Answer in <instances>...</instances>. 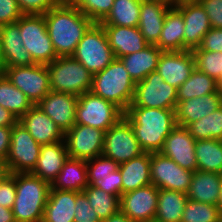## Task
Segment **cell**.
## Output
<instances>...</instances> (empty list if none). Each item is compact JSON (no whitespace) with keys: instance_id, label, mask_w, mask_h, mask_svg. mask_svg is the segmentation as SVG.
Segmentation results:
<instances>
[{"instance_id":"cell-55","label":"cell","mask_w":222,"mask_h":222,"mask_svg":"<svg viewBox=\"0 0 222 222\" xmlns=\"http://www.w3.org/2000/svg\"><path fill=\"white\" fill-rule=\"evenodd\" d=\"M216 205L219 209L220 214L222 215V183H221L220 194H219L218 201H217Z\"/></svg>"},{"instance_id":"cell-51","label":"cell","mask_w":222,"mask_h":222,"mask_svg":"<svg viewBox=\"0 0 222 222\" xmlns=\"http://www.w3.org/2000/svg\"><path fill=\"white\" fill-rule=\"evenodd\" d=\"M17 122L18 119L0 105V127H13Z\"/></svg>"},{"instance_id":"cell-45","label":"cell","mask_w":222,"mask_h":222,"mask_svg":"<svg viewBox=\"0 0 222 222\" xmlns=\"http://www.w3.org/2000/svg\"><path fill=\"white\" fill-rule=\"evenodd\" d=\"M61 0H17L23 14L44 15Z\"/></svg>"},{"instance_id":"cell-9","label":"cell","mask_w":222,"mask_h":222,"mask_svg":"<svg viewBox=\"0 0 222 222\" xmlns=\"http://www.w3.org/2000/svg\"><path fill=\"white\" fill-rule=\"evenodd\" d=\"M177 101V88L153 71L136 83L134 99L129 107L175 109Z\"/></svg>"},{"instance_id":"cell-31","label":"cell","mask_w":222,"mask_h":222,"mask_svg":"<svg viewBox=\"0 0 222 222\" xmlns=\"http://www.w3.org/2000/svg\"><path fill=\"white\" fill-rule=\"evenodd\" d=\"M87 160L68 158L50 189L83 192L88 186Z\"/></svg>"},{"instance_id":"cell-44","label":"cell","mask_w":222,"mask_h":222,"mask_svg":"<svg viewBox=\"0 0 222 222\" xmlns=\"http://www.w3.org/2000/svg\"><path fill=\"white\" fill-rule=\"evenodd\" d=\"M74 222H102L83 192L76 197Z\"/></svg>"},{"instance_id":"cell-18","label":"cell","mask_w":222,"mask_h":222,"mask_svg":"<svg viewBox=\"0 0 222 222\" xmlns=\"http://www.w3.org/2000/svg\"><path fill=\"white\" fill-rule=\"evenodd\" d=\"M78 96L50 91L37 106L49 116L65 134L75 125Z\"/></svg>"},{"instance_id":"cell-21","label":"cell","mask_w":222,"mask_h":222,"mask_svg":"<svg viewBox=\"0 0 222 222\" xmlns=\"http://www.w3.org/2000/svg\"><path fill=\"white\" fill-rule=\"evenodd\" d=\"M18 122L41 145L64 141V133L37 105H33Z\"/></svg>"},{"instance_id":"cell-43","label":"cell","mask_w":222,"mask_h":222,"mask_svg":"<svg viewBox=\"0 0 222 222\" xmlns=\"http://www.w3.org/2000/svg\"><path fill=\"white\" fill-rule=\"evenodd\" d=\"M93 160H95V163L94 165H91ZM86 164L87 177H106L107 175H110V173L119 169L118 163L104 155H99L95 158L89 159Z\"/></svg>"},{"instance_id":"cell-27","label":"cell","mask_w":222,"mask_h":222,"mask_svg":"<svg viewBox=\"0 0 222 222\" xmlns=\"http://www.w3.org/2000/svg\"><path fill=\"white\" fill-rule=\"evenodd\" d=\"M150 162L151 153L144 152L136 158L119 164L122 176V194L152 184Z\"/></svg>"},{"instance_id":"cell-34","label":"cell","mask_w":222,"mask_h":222,"mask_svg":"<svg viewBox=\"0 0 222 222\" xmlns=\"http://www.w3.org/2000/svg\"><path fill=\"white\" fill-rule=\"evenodd\" d=\"M197 170L222 174V140L195 141Z\"/></svg>"},{"instance_id":"cell-41","label":"cell","mask_w":222,"mask_h":222,"mask_svg":"<svg viewBox=\"0 0 222 222\" xmlns=\"http://www.w3.org/2000/svg\"><path fill=\"white\" fill-rule=\"evenodd\" d=\"M71 3L93 23H100L110 12L114 0H72Z\"/></svg>"},{"instance_id":"cell-50","label":"cell","mask_w":222,"mask_h":222,"mask_svg":"<svg viewBox=\"0 0 222 222\" xmlns=\"http://www.w3.org/2000/svg\"><path fill=\"white\" fill-rule=\"evenodd\" d=\"M12 127H0V161H5L10 148Z\"/></svg>"},{"instance_id":"cell-59","label":"cell","mask_w":222,"mask_h":222,"mask_svg":"<svg viewBox=\"0 0 222 222\" xmlns=\"http://www.w3.org/2000/svg\"><path fill=\"white\" fill-rule=\"evenodd\" d=\"M219 91L222 93V78L219 80Z\"/></svg>"},{"instance_id":"cell-56","label":"cell","mask_w":222,"mask_h":222,"mask_svg":"<svg viewBox=\"0 0 222 222\" xmlns=\"http://www.w3.org/2000/svg\"><path fill=\"white\" fill-rule=\"evenodd\" d=\"M184 2H198V0H174V6Z\"/></svg>"},{"instance_id":"cell-15","label":"cell","mask_w":222,"mask_h":222,"mask_svg":"<svg viewBox=\"0 0 222 222\" xmlns=\"http://www.w3.org/2000/svg\"><path fill=\"white\" fill-rule=\"evenodd\" d=\"M159 189L149 184L122 194L120 211L134 222H154Z\"/></svg>"},{"instance_id":"cell-58","label":"cell","mask_w":222,"mask_h":222,"mask_svg":"<svg viewBox=\"0 0 222 222\" xmlns=\"http://www.w3.org/2000/svg\"><path fill=\"white\" fill-rule=\"evenodd\" d=\"M2 47V32H1V26H0V51Z\"/></svg>"},{"instance_id":"cell-10","label":"cell","mask_w":222,"mask_h":222,"mask_svg":"<svg viewBox=\"0 0 222 222\" xmlns=\"http://www.w3.org/2000/svg\"><path fill=\"white\" fill-rule=\"evenodd\" d=\"M41 146L27 129L17 122L12 127L10 148L5 160L10 173H31L37 164Z\"/></svg>"},{"instance_id":"cell-28","label":"cell","mask_w":222,"mask_h":222,"mask_svg":"<svg viewBox=\"0 0 222 222\" xmlns=\"http://www.w3.org/2000/svg\"><path fill=\"white\" fill-rule=\"evenodd\" d=\"M222 174L196 170L193 172L188 199L216 205L220 194Z\"/></svg>"},{"instance_id":"cell-57","label":"cell","mask_w":222,"mask_h":222,"mask_svg":"<svg viewBox=\"0 0 222 222\" xmlns=\"http://www.w3.org/2000/svg\"><path fill=\"white\" fill-rule=\"evenodd\" d=\"M152 1H159V2H163L165 4L170 5L171 7L174 6V0H152Z\"/></svg>"},{"instance_id":"cell-22","label":"cell","mask_w":222,"mask_h":222,"mask_svg":"<svg viewBox=\"0 0 222 222\" xmlns=\"http://www.w3.org/2000/svg\"><path fill=\"white\" fill-rule=\"evenodd\" d=\"M222 105V93H209L202 97L190 98L177 101L175 108L176 123L179 126L187 127L209 113L215 111Z\"/></svg>"},{"instance_id":"cell-23","label":"cell","mask_w":222,"mask_h":222,"mask_svg":"<svg viewBox=\"0 0 222 222\" xmlns=\"http://www.w3.org/2000/svg\"><path fill=\"white\" fill-rule=\"evenodd\" d=\"M102 26L116 59L139 52L149 45L138 27Z\"/></svg>"},{"instance_id":"cell-11","label":"cell","mask_w":222,"mask_h":222,"mask_svg":"<svg viewBox=\"0 0 222 222\" xmlns=\"http://www.w3.org/2000/svg\"><path fill=\"white\" fill-rule=\"evenodd\" d=\"M130 122L123 116L105 132L102 155L118 164L143 154Z\"/></svg>"},{"instance_id":"cell-14","label":"cell","mask_w":222,"mask_h":222,"mask_svg":"<svg viewBox=\"0 0 222 222\" xmlns=\"http://www.w3.org/2000/svg\"><path fill=\"white\" fill-rule=\"evenodd\" d=\"M69 158L89 160L102 155L105 131L75 124L64 134Z\"/></svg>"},{"instance_id":"cell-24","label":"cell","mask_w":222,"mask_h":222,"mask_svg":"<svg viewBox=\"0 0 222 222\" xmlns=\"http://www.w3.org/2000/svg\"><path fill=\"white\" fill-rule=\"evenodd\" d=\"M68 158L67 146L63 141L42 145L37 164L31 174L51 184Z\"/></svg>"},{"instance_id":"cell-12","label":"cell","mask_w":222,"mask_h":222,"mask_svg":"<svg viewBox=\"0 0 222 222\" xmlns=\"http://www.w3.org/2000/svg\"><path fill=\"white\" fill-rule=\"evenodd\" d=\"M2 72L15 87L27 96L33 105H37L51 91L46 65L6 67Z\"/></svg>"},{"instance_id":"cell-16","label":"cell","mask_w":222,"mask_h":222,"mask_svg":"<svg viewBox=\"0 0 222 222\" xmlns=\"http://www.w3.org/2000/svg\"><path fill=\"white\" fill-rule=\"evenodd\" d=\"M195 141L186 127L177 125L166 137L160 153L194 172L197 170Z\"/></svg>"},{"instance_id":"cell-3","label":"cell","mask_w":222,"mask_h":222,"mask_svg":"<svg viewBox=\"0 0 222 222\" xmlns=\"http://www.w3.org/2000/svg\"><path fill=\"white\" fill-rule=\"evenodd\" d=\"M16 198L12 208L16 222H42L51 185L31 173H15Z\"/></svg>"},{"instance_id":"cell-1","label":"cell","mask_w":222,"mask_h":222,"mask_svg":"<svg viewBox=\"0 0 222 222\" xmlns=\"http://www.w3.org/2000/svg\"><path fill=\"white\" fill-rule=\"evenodd\" d=\"M47 31L58 57L72 56L84 33L93 24L71 2L60 1L44 14Z\"/></svg>"},{"instance_id":"cell-17","label":"cell","mask_w":222,"mask_h":222,"mask_svg":"<svg viewBox=\"0 0 222 222\" xmlns=\"http://www.w3.org/2000/svg\"><path fill=\"white\" fill-rule=\"evenodd\" d=\"M195 69L192 51H163L156 71L163 80L175 88H179Z\"/></svg>"},{"instance_id":"cell-39","label":"cell","mask_w":222,"mask_h":222,"mask_svg":"<svg viewBox=\"0 0 222 222\" xmlns=\"http://www.w3.org/2000/svg\"><path fill=\"white\" fill-rule=\"evenodd\" d=\"M180 222H222L217 205L188 199Z\"/></svg>"},{"instance_id":"cell-29","label":"cell","mask_w":222,"mask_h":222,"mask_svg":"<svg viewBox=\"0 0 222 222\" xmlns=\"http://www.w3.org/2000/svg\"><path fill=\"white\" fill-rule=\"evenodd\" d=\"M162 50L156 45L149 44L139 52L129 54L119 58L129 76L135 83L143 80L151 72L156 71Z\"/></svg>"},{"instance_id":"cell-2","label":"cell","mask_w":222,"mask_h":222,"mask_svg":"<svg viewBox=\"0 0 222 222\" xmlns=\"http://www.w3.org/2000/svg\"><path fill=\"white\" fill-rule=\"evenodd\" d=\"M124 117L144 152H160L166 137L177 126L175 109L128 107Z\"/></svg>"},{"instance_id":"cell-8","label":"cell","mask_w":222,"mask_h":222,"mask_svg":"<svg viewBox=\"0 0 222 222\" xmlns=\"http://www.w3.org/2000/svg\"><path fill=\"white\" fill-rule=\"evenodd\" d=\"M123 116L124 112L118 106L91 91L78 96L75 124L88 125L106 132Z\"/></svg>"},{"instance_id":"cell-32","label":"cell","mask_w":222,"mask_h":222,"mask_svg":"<svg viewBox=\"0 0 222 222\" xmlns=\"http://www.w3.org/2000/svg\"><path fill=\"white\" fill-rule=\"evenodd\" d=\"M187 201V193L159 189L154 222H180Z\"/></svg>"},{"instance_id":"cell-36","label":"cell","mask_w":222,"mask_h":222,"mask_svg":"<svg viewBox=\"0 0 222 222\" xmlns=\"http://www.w3.org/2000/svg\"><path fill=\"white\" fill-rule=\"evenodd\" d=\"M216 92H219L218 81L195 68L191 76L177 89V100L183 101Z\"/></svg>"},{"instance_id":"cell-33","label":"cell","mask_w":222,"mask_h":222,"mask_svg":"<svg viewBox=\"0 0 222 222\" xmlns=\"http://www.w3.org/2000/svg\"><path fill=\"white\" fill-rule=\"evenodd\" d=\"M142 0H114L101 25L138 27Z\"/></svg>"},{"instance_id":"cell-47","label":"cell","mask_w":222,"mask_h":222,"mask_svg":"<svg viewBox=\"0 0 222 222\" xmlns=\"http://www.w3.org/2000/svg\"><path fill=\"white\" fill-rule=\"evenodd\" d=\"M16 198L15 174L10 173L0 183V206L12 209Z\"/></svg>"},{"instance_id":"cell-26","label":"cell","mask_w":222,"mask_h":222,"mask_svg":"<svg viewBox=\"0 0 222 222\" xmlns=\"http://www.w3.org/2000/svg\"><path fill=\"white\" fill-rule=\"evenodd\" d=\"M79 193L50 189L42 222H74L76 197Z\"/></svg>"},{"instance_id":"cell-46","label":"cell","mask_w":222,"mask_h":222,"mask_svg":"<svg viewBox=\"0 0 222 222\" xmlns=\"http://www.w3.org/2000/svg\"><path fill=\"white\" fill-rule=\"evenodd\" d=\"M23 15L17 0H0V26L14 23Z\"/></svg>"},{"instance_id":"cell-38","label":"cell","mask_w":222,"mask_h":222,"mask_svg":"<svg viewBox=\"0 0 222 222\" xmlns=\"http://www.w3.org/2000/svg\"><path fill=\"white\" fill-rule=\"evenodd\" d=\"M83 193L102 222L120 211V197L116 195L106 193L91 185H88Z\"/></svg>"},{"instance_id":"cell-25","label":"cell","mask_w":222,"mask_h":222,"mask_svg":"<svg viewBox=\"0 0 222 222\" xmlns=\"http://www.w3.org/2000/svg\"><path fill=\"white\" fill-rule=\"evenodd\" d=\"M170 8L163 2L142 0L138 28L148 44L155 45L158 42Z\"/></svg>"},{"instance_id":"cell-40","label":"cell","mask_w":222,"mask_h":222,"mask_svg":"<svg viewBox=\"0 0 222 222\" xmlns=\"http://www.w3.org/2000/svg\"><path fill=\"white\" fill-rule=\"evenodd\" d=\"M195 59V68L216 79L222 78V53L201 50L199 47L192 50Z\"/></svg>"},{"instance_id":"cell-13","label":"cell","mask_w":222,"mask_h":222,"mask_svg":"<svg viewBox=\"0 0 222 222\" xmlns=\"http://www.w3.org/2000/svg\"><path fill=\"white\" fill-rule=\"evenodd\" d=\"M151 183L158 189L187 193L193 171L180 167L160 152L151 153Z\"/></svg>"},{"instance_id":"cell-52","label":"cell","mask_w":222,"mask_h":222,"mask_svg":"<svg viewBox=\"0 0 222 222\" xmlns=\"http://www.w3.org/2000/svg\"><path fill=\"white\" fill-rule=\"evenodd\" d=\"M0 222H16L12 209L0 206Z\"/></svg>"},{"instance_id":"cell-35","label":"cell","mask_w":222,"mask_h":222,"mask_svg":"<svg viewBox=\"0 0 222 222\" xmlns=\"http://www.w3.org/2000/svg\"><path fill=\"white\" fill-rule=\"evenodd\" d=\"M0 105L18 120L33 106L27 96L15 87L3 72L0 73Z\"/></svg>"},{"instance_id":"cell-20","label":"cell","mask_w":222,"mask_h":222,"mask_svg":"<svg viewBox=\"0 0 222 222\" xmlns=\"http://www.w3.org/2000/svg\"><path fill=\"white\" fill-rule=\"evenodd\" d=\"M2 47L0 51L1 72L6 67L30 66L35 64L24 47L20 34L19 20L1 26Z\"/></svg>"},{"instance_id":"cell-4","label":"cell","mask_w":222,"mask_h":222,"mask_svg":"<svg viewBox=\"0 0 222 222\" xmlns=\"http://www.w3.org/2000/svg\"><path fill=\"white\" fill-rule=\"evenodd\" d=\"M135 87L136 83L129 76L123 62L115 58L102 71L93 74L91 92L125 112L133 102Z\"/></svg>"},{"instance_id":"cell-49","label":"cell","mask_w":222,"mask_h":222,"mask_svg":"<svg viewBox=\"0 0 222 222\" xmlns=\"http://www.w3.org/2000/svg\"><path fill=\"white\" fill-rule=\"evenodd\" d=\"M201 50L222 53V28H211L199 46Z\"/></svg>"},{"instance_id":"cell-19","label":"cell","mask_w":222,"mask_h":222,"mask_svg":"<svg viewBox=\"0 0 222 222\" xmlns=\"http://www.w3.org/2000/svg\"><path fill=\"white\" fill-rule=\"evenodd\" d=\"M175 7L182 13L184 26V50L198 48L203 36L212 28L209 17L199 2H184Z\"/></svg>"},{"instance_id":"cell-42","label":"cell","mask_w":222,"mask_h":222,"mask_svg":"<svg viewBox=\"0 0 222 222\" xmlns=\"http://www.w3.org/2000/svg\"><path fill=\"white\" fill-rule=\"evenodd\" d=\"M88 185L102 189L106 193L121 197L122 195V176L118 169L106 177H87Z\"/></svg>"},{"instance_id":"cell-5","label":"cell","mask_w":222,"mask_h":222,"mask_svg":"<svg viewBox=\"0 0 222 222\" xmlns=\"http://www.w3.org/2000/svg\"><path fill=\"white\" fill-rule=\"evenodd\" d=\"M46 66L50 90L76 96L91 91L93 74L72 56L57 57Z\"/></svg>"},{"instance_id":"cell-7","label":"cell","mask_w":222,"mask_h":222,"mask_svg":"<svg viewBox=\"0 0 222 222\" xmlns=\"http://www.w3.org/2000/svg\"><path fill=\"white\" fill-rule=\"evenodd\" d=\"M21 39L35 64L47 65L58 56L47 31L44 15L24 14L19 19Z\"/></svg>"},{"instance_id":"cell-30","label":"cell","mask_w":222,"mask_h":222,"mask_svg":"<svg viewBox=\"0 0 222 222\" xmlns=\"http://www.w3.org/2000/svg\"><path fill=\"white\" fill-rule=\"evenodd\" d=\"M184 26L182 13L175 6L171 7L155 45L162 51H184Z\"/></svg>"},{"instance_id":"cell-37","label":"cell","mask_w":222,"mask_h":222,"mask_svg":"<svg viewBox=\"0 0 222 222\" xmlns=\"http://www.w3.org/2000/svg\"><path fill=\"white\" fill-rule=\"evenodd\" d=\"M186 128L195 140H222V105Z\"/></svg>"},{"instance_id":"cell-54","label":"cell","mask_w":222,"mask_h":222,"mask_svg":"<svg viewBox=\"0 0 222 222\" xmlns=\"http://www.w3.org/2000/svg\"><path fill=\"white\" fill-rule=\"evenodd\" d=\"M10 175L8 165L5 161H0V183Z\"/></svg>"},{"instance_id":"cell-53","label":"cell","mask_w":222,"mask_h":222,"mask_svg":"<svg viewBox=\"0 0 222 222\" xmlns=\"http://www.w3.org/2000/svg\"><path fill=\"white\" fill-rule=\"evenodd\" d=\"M103 222H134V221L130 220L126 215H124L121 211H119L118 213L105 219Z\"/></svg>"},{"instance_id":"cell-6","label":"cell","mask_w":222,"mask_h":222,"mask_svg":"<svg viewBox=\"0 0 222 222\" xmlns=\"http://www.w3.org/2000/svg\"><path fill=\"white\" fill-rule=\"evenodd\" d=\"M72 57L92 74L102 71L115 59L114 52L100 23H93L88 28Z\"/></svg>"},{"instance_id":"cell-48","label":"cell","mask_w":222,"mask_h":222,"mask_svg":"<svg viewBox=\"0 0 222 222\" xmlns=\"http://www.w3.org/2000/svg\"><path fill=\"white\" fill-rule=\"evenodd\" d=\"M209 17L212 28H222V0H198Z\"/></svg>"}]
</instances>
